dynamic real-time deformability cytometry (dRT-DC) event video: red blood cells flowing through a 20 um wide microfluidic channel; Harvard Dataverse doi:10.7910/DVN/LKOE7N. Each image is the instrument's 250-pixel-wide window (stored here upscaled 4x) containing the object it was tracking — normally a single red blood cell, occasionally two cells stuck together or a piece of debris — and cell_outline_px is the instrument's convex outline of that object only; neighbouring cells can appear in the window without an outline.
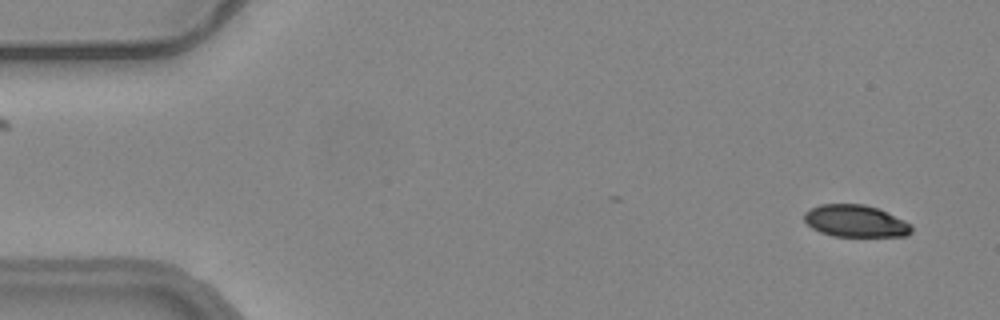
{"species": "common noctule bat (a hibernating species)", "species_latin": "Nyctalus noctula", "temperature_condition": "warm", "stored_images_in_passage": 40, "camera_frame_rate_fps": 3000, "um_per_image_px": 0.085, "animal": {"sex": "female", "body_mass_g": 24.6, "forearm_length_mm": 56.2}, "frame": {"image": 1, "passage_image": 2, "time_ms": 0.333, "image_size_px": [1000, 320], "cell_outline_px": [[912, 232], [908, 236], [832, 236], [820, 232], [812, 228], [804, 220], [804, 212], [820, 204], [864, 204], [876, 208], [904, 220], [912, 224]], "centroid_in_image_um": [72.72, 18.79], "position_along_channel_um": 12.3, "area_um2": 20.0}}
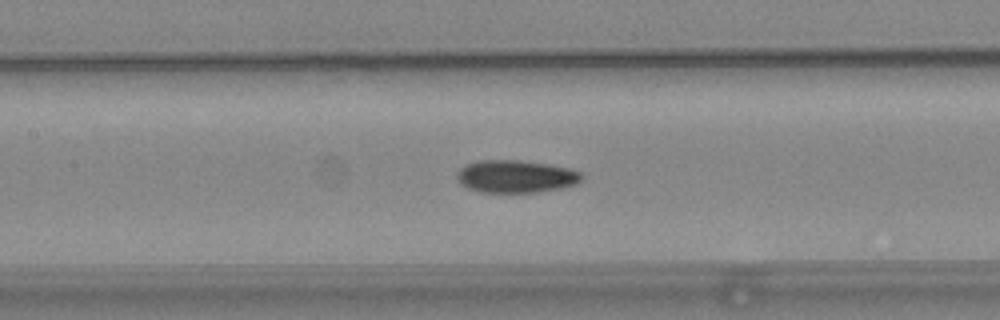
{"frame": {"image": 2, "passage_image": 24, "time_ms": 7.667, "image_size_px": [1000, 320], "cell_outline_px": [[584, 180], [580, 184], [564, 188], [536, 192], [476, 192], [460, 184], [456, 180], [456, 172], [464, 164], [476, 160], [524, 160], [552, 164], [572, 168], [584, 172]], "centroid_in_image_um": [43.91, 14.98], "position_along_channel_um": 163.5, "area_um2": 24.68}}
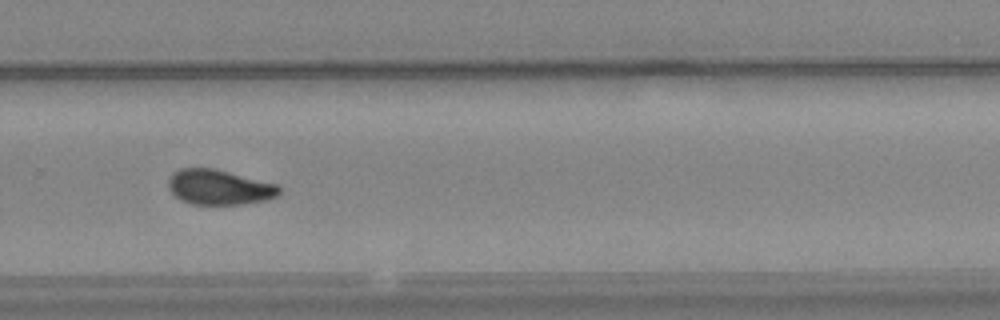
{"frame": {"image": 3, "passage_image": 36, "time_ms": 11.667, "image_size_px": [1000, 320], "cell_outline_px": [[280, 196], [268, 200], [244, 204], [188, 204], [180, 200], [168, 188], [168, 176], [172, 172], [180, 168], [216, 168], [276, 184], [280, 188]], "centroid_in_image_um": [18.62, 15.91], "position_along_channel_um": 311.2, "area_um2": 23.0}}